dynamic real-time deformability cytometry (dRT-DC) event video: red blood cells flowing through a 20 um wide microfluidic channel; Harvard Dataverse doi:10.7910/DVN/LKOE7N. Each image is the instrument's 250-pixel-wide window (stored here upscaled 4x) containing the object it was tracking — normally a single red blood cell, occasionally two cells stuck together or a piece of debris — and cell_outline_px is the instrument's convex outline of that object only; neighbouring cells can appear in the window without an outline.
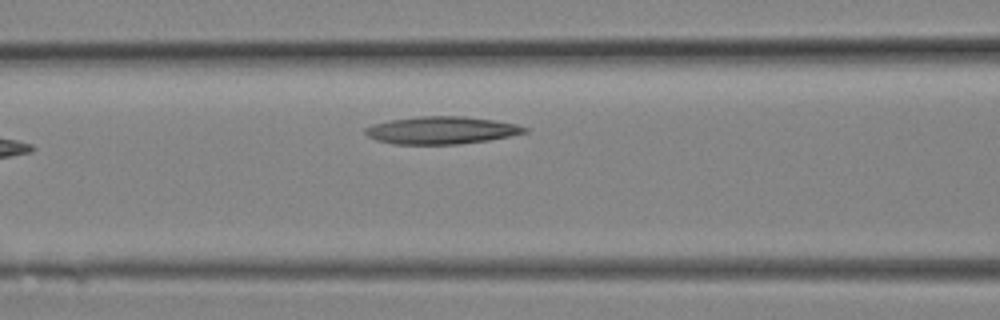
{"species": "Egyptian fruit bat (a non-hibernating species)", "species_latin": "Rousettus aegyptiacus", "temperature_condition": "room temperature", "stored_images_in_passage": 5, "camera_frame_rate_fps": 3000, "um_per_image_px": 0.085, "animal": {"sex": "female"}, "frame": {"image": 1, "passage_image": 5, "time_ms": 1.333, "image_size_px": [1000, 320], "cell_outline_px": [[528, 132], [488, 140], [460, 144], [396, 144], [376, 140], [368, 136], [364, 132], [364, 128], [372, 124], [388, 120], [416, 116], [464, 116], [492, 120], [516, 124], [528, 128]], "centroid_in_image_um": [37.48, 11.07], "position_along_channel_um": 129.1, "area_um2": 25.55}}